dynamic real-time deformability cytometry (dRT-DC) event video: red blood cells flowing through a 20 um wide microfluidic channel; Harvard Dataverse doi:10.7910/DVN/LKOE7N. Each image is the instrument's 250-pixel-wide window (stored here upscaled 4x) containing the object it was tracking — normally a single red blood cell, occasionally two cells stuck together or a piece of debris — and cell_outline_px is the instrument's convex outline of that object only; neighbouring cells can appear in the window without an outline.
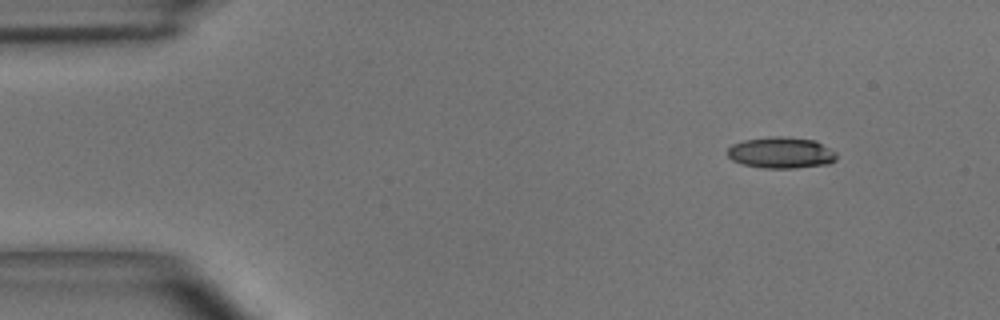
{"species": "common noctule bat (a hibernating species)", "species_latin": "Nyctalus noctula", "temperature_condition": "room temperature", "stored_images_in_passage": 45, "camera_frame_rate_fps": 3000, "um_per_image_px": 0.085, "animal": {"sex": "male", "body_mass_g": 15.6}, "frame": {"image": 1, "passage_image": 1, "time_ms": 0.0, "image_size_px": [1000, 320], "cell_outline_px": [[836, 160], [828, 164], [796, 168], [764, 168], [740, 164], [732, 160], [728, 156], [728, 148], [732, 144], [744, 140], [768, 136], [784, 136], [816, 140], [836, 152]], "centroid_in_image_um": [66.39, 12.97], "position_along_channel_um": 18.6, "area_um2": 20.11}}
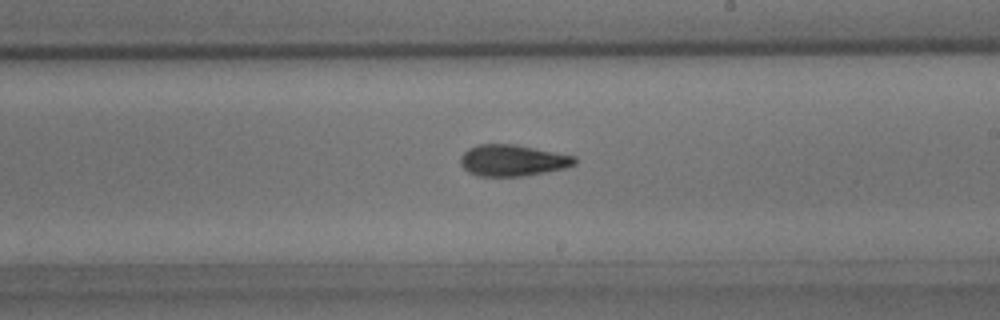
{"frame": {"image": 2, "passage_image": 24, "time_ms": 7.667, "image_size_px": [1000, 320], "cell_outline_px": [[576, 164], [564, 168], [524, 176], [476, 176], [468, 172], [460, 164], [460, 156], [468, 148], [476, 144], [516, 144], [576, 156]], "centroid_in_image_um": [43.54, 13.63], "position_along_channel_um": 245.5, "area_um2": 21.04}}
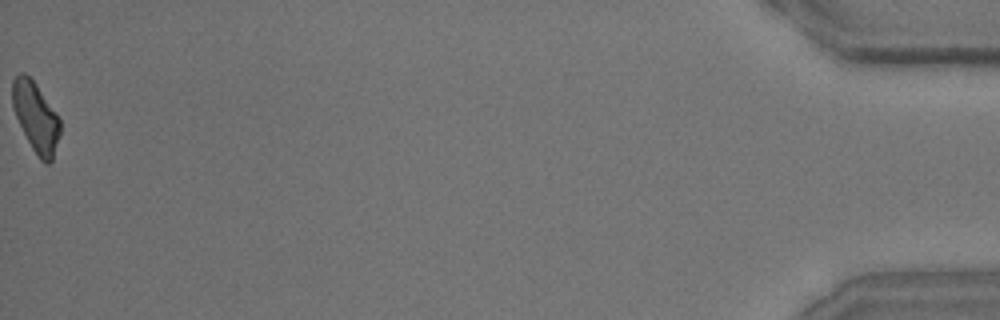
{"frame": {"image": 3, "passage_image": 45, "time_ms": 14.667, "image_size_px": [1000, 320], "cell_outline_px": [[60, 132], [52, 160], [48, 164], [44, 164], [40, 160], [32, 148], [16, 116], [12, 104], [12, 80], [20, 72], [24, 72], [36, 84], [60, 116]], "centroid_in_image_um": [3.05, 9.94], "position_along_channel_um": 432.1, "area_um2": 19.31}, "authors_computed_cell_mechanics": {"area_um2": 20.3456, "velocity_mm_per_s": 4.0635, "shape_relaxation_time_tau1_ms": 3.0049, "shape_relaxation_time_tau2_ms": 2.7966, "deformation_change_tau1": 0.146, "deformation_change_tau2": 0.1204}}